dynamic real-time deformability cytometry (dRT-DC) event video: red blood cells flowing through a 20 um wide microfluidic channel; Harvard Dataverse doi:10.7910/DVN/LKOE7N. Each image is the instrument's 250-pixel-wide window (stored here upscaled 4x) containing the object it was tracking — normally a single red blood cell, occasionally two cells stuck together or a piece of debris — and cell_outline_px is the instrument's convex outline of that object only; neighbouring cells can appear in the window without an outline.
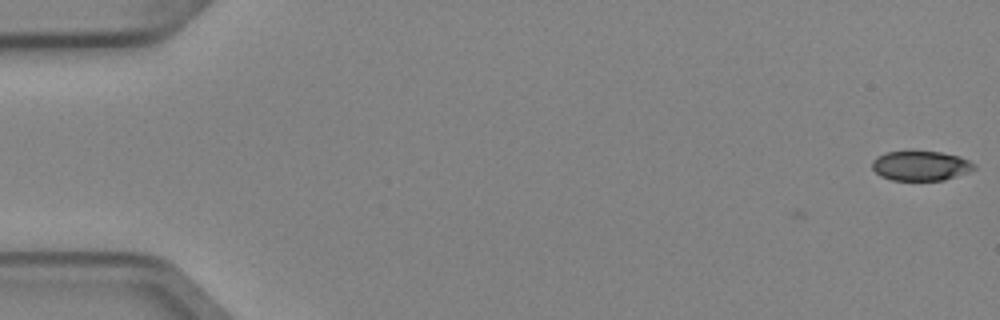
{"species": "Egyptian fruit bat (a non-hibernating species)", "species_latin": "Rousettus aegyptiacus", "temperature_condition": "cold", "stored_images_in_passage": 3, "camera_frame_rate_fps": 3000, "um_per_image_px": 0.085, "animal": {"sex": "female"}, "frame": {"image": 1, "passage_image": 1, "time_ms": 0.0, "image_size_px": [1000, 320], "cell_outline_px": [[976, 168], [968, 172], [944, 180], [892, 180], [880, 176], [872, 168], [872, 160], [876, 156], [884, 152], [940, 152], [960, 156], [976, 164]], "centroid_in_image_um": [78.25, 14.09], "position_along_channel_um": 6.7, "area_um2": 17.63}}